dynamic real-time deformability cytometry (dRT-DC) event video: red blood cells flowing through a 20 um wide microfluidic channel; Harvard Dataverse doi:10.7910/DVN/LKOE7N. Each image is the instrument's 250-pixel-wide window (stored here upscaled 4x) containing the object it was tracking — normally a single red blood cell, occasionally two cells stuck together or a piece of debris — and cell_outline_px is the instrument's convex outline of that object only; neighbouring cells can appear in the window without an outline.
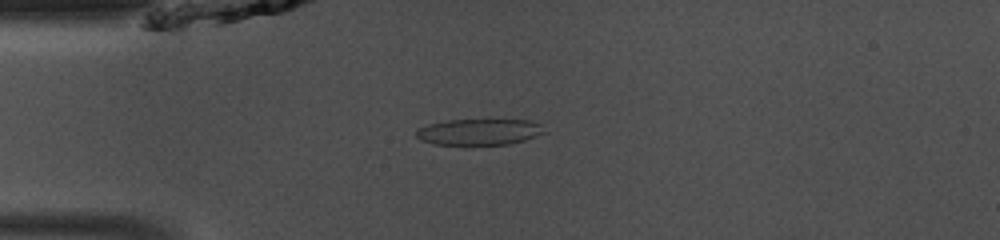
{"species": "common noctule bat (a hibernating species)", "species_latin": "Nyctalus noctula", "temperature_condition": "room temperature", "stored_images_in_passage": 38, "camera_frame_rate_fps": 3000, "um_per_image_px": 0.085, "animal": {"sex": "male", "body_mass_g": 13.0, "forearm_length_mm": 53.1}, "frame": {"image": 1, "passage_image": 2, "time_ms": 0.333, "image_size_px": [1000, 240], "cell_outline_px": [[544, 132], [524, 140], [508, 144], [432, 144], [420, 140], [416, 136], [416, 132], [420, 128], [432, 124], [448, 120], [528, 120], [540, 124]], "centroid_in_image_um": [40.71, 11.21], "position_along_channel_um": 44.3, "area_um2": 19.02}}
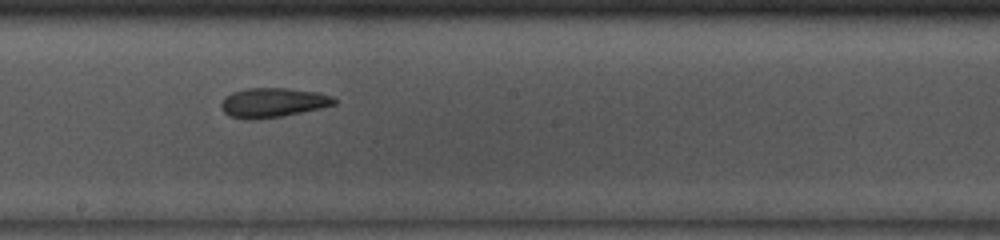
{"frame": {"image": 2, "passage_image": 16, "time_ms": 5.0, "image_size_px": [1000, 240], "cell_outline_px": [[336, 104], [320, 108], [280, 116], [252, 120], [248, 120], [228, 116], [224, 112], [220, 104], [224, 96], [232, 92], [248, 88], [284, 88], [316, 92], [332, 96], [336, 100]], "centroid_in_image_um": [23.14, 8.72], "position_along_channel_um": 225.1, "area_um2": 19.31}}
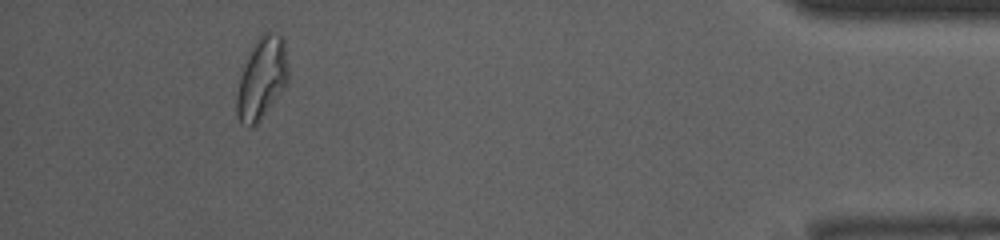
{"frame": {"image": 3, "passage_image": 34, "time_ms": 11.0, "image_size_px": [1000, 240], "cell_outline_px": [[288, 80], [284, 88], [260, 120], [252, 128], [248, 128], [240, 124], [236, 116], [236, 92], [240, 76], [248, 52], [256, 40], [268, 28], [284, 36], [288, 68]], "centroid_in_image_um": [22.24, 6.63], "position_along_channel_um": 413.0, "area_um2": 25.14}, "authors_computed_cell_mechanics": {"area_um2": 20.2589, "velocity_mm_per_s": 4.1469, "shape_relaxation_time_tau1_ms": null, "shape_relaxation_time_tau2_ms": 3.4216, "deformation_change_tau1": null, "deformation_change_tau2": 0.1014}}